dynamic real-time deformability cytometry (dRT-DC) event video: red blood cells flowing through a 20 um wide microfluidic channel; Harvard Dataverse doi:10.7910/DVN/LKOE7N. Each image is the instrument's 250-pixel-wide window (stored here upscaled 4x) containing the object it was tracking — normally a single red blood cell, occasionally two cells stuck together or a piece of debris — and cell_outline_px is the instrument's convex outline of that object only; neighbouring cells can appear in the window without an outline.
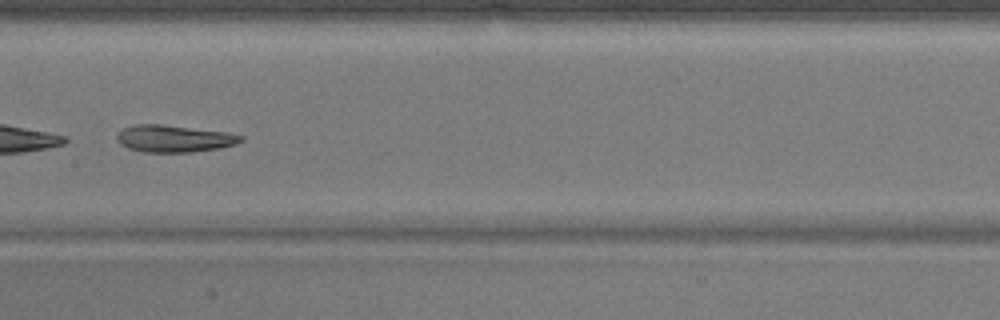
{"species": "common noctule bat (a hibernating species)", "species_latin": "Nyctalus noctula", "temperature_condition": "warm", "stored_images_in_passage": 44, "camera_frame_rate_fps": 3000, "um_per_image_px": 0.085, "animal": {"sex": "male", "body_mass_g": 17.9}, "frame": {"image": 1, "passage_image": 19, "time_ms": 6.0, "image_size_px": [1000, 320], "cell_outline_px": [[244, 140], [236, 144], [220, 148], [192, 152], [144, 152], [128, 148], [120, 144], [116, 140], [116, 136], [124, 128], [136, 124], [160, 124], [228, 132], [244, 136]], "centroid_in_image_um": [14.82, 11.78], "position_along_channel_um": 192.6, "area_um2": 19.59}, "authors_computed_cell_mechanics": {"area_um2": 20.9814, "velocity_mm_per_s": 3.7805, "shape_relaxation_time_tau1_ms": 6.4093, "shape_relaxation_time_tau2_ms": 2.9967, "deformation_change_tau1": 0.1869, "deformation_change_tau2": 0.0971}}